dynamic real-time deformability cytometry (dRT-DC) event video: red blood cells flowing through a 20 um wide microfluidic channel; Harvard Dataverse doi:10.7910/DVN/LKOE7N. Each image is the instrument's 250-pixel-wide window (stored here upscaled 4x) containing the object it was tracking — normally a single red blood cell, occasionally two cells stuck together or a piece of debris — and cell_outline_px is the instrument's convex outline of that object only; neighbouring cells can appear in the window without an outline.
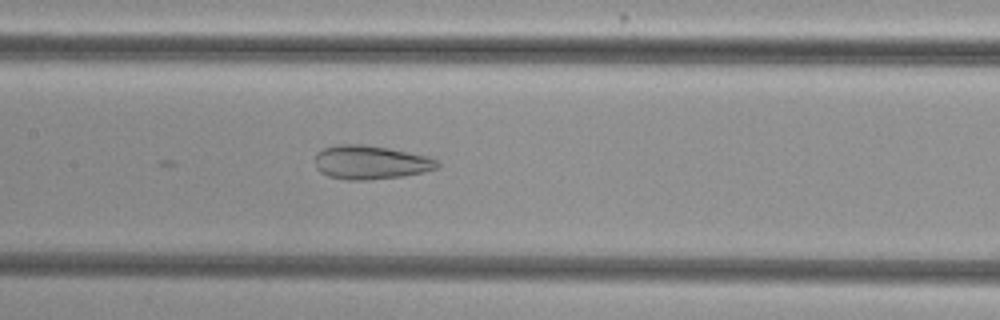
{"species": "common noctule bat (a hibernating species)", "species_latin": "Nyctalus noctula", "temperature_condition": "cold", "stored_images_in_passage": 27, "camera_frame_rate_fps": 3000, "um_per_image_px": 0.085, "animal": {"sex": "female", "body_mass_g": 29.2, "forearm_length_mm": 56.3}, "frame": {"image": 1, "passage_image": 27, "time_ms": 8.667, "image_size_px": [1000, 320], "cell_outline_px": [[440, 168], [424, 172], [400, 176], [368, 180], [344, 180], [328, 176], [320, 172], [316, 168], [316, 152], [324, 148], [336, 144], [360, 144], [388, 148], [428, 156], [440, 160]], "centroid_in_image_um": [31.52, 13.8], "position_along_channel_um": 175.9, "area_um2": 24.28}}